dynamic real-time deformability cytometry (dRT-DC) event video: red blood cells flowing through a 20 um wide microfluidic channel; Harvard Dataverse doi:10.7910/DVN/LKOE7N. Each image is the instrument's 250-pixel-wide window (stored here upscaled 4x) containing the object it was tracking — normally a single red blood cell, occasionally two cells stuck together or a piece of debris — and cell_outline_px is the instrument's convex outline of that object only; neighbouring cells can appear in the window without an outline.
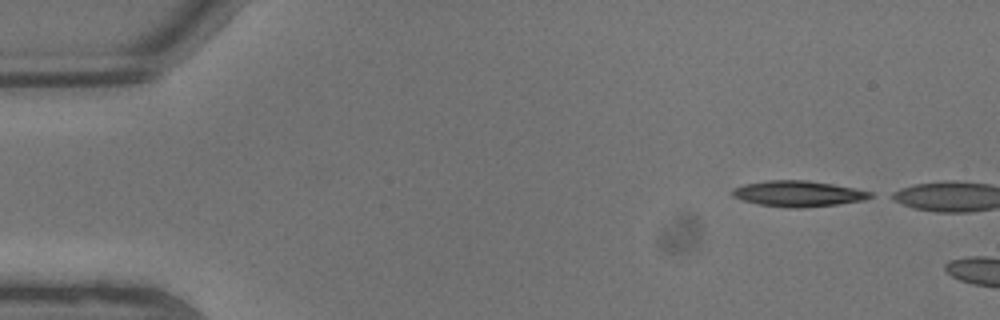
{"species": "common noctule bat (a hibernating species)", "species_latin": "Nyctalus noctula", "temperature_condition": "warm", "stored_images_in_passage": 2, "camera_frame_rate_fps": 3000, "um_per_image_px": 0.085, "animal": {"sex": "male", "body_mass_g": 13.3}, "frame": {"image": 1, "passage_image": 1, "time_ms": 0.0, "image_size_px": [1000, 320], "cell_outline_px": [[872, 196], [864, 200], [836, 204], [804, 208], [788, 208], [760, 204], [744, 200], [732, 196], [732, 188], [744, 184], [768, 180], [808, 180], [832, 184], [872, 192]], "centroid_in_image_um": [67.82, 16.46], "position_along_channel_um": 17.2, "area_um2": 20.58}}